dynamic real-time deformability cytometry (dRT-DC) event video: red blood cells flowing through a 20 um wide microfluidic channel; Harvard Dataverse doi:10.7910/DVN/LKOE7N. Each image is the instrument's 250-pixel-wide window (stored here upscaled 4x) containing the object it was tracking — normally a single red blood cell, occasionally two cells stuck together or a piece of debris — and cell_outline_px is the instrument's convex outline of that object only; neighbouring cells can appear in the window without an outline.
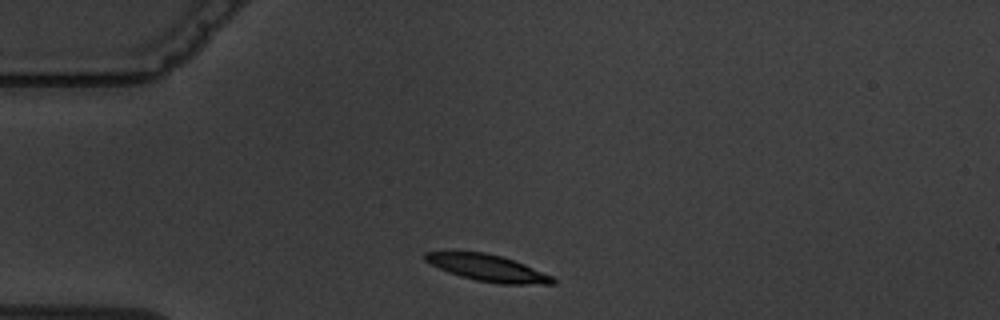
{"species": "common noctule bat (a hibernating species)", "species_latin": "Nyctalus noctula", "temperature_condition": "warm", "stored_images_in_passage": 1, "camera_frame_rate_fps": 3000, "um_per_image_px": 0.085, "animal": {"sex": "male", "body_mass_g": 19.5, "forearm_length_mm": 54.6}, "frame": {"image": 1, "passage_image": 1, "time_ms": 0.0, "image_size_px": [1000, 320], "cell_outline_px": [[556, 284], [500, 284], [476, 280], [460, 276], [448, 272], [424, 260], [424, 252], [452, 248], [456, 248], [484, 252], [500, 256], [524, 264], [552, 276], [556, 280]], "centroid_in_image_um": [41.34, 22.72], "position_along_channel_um": 43.7, "area_um2": 20.4}}